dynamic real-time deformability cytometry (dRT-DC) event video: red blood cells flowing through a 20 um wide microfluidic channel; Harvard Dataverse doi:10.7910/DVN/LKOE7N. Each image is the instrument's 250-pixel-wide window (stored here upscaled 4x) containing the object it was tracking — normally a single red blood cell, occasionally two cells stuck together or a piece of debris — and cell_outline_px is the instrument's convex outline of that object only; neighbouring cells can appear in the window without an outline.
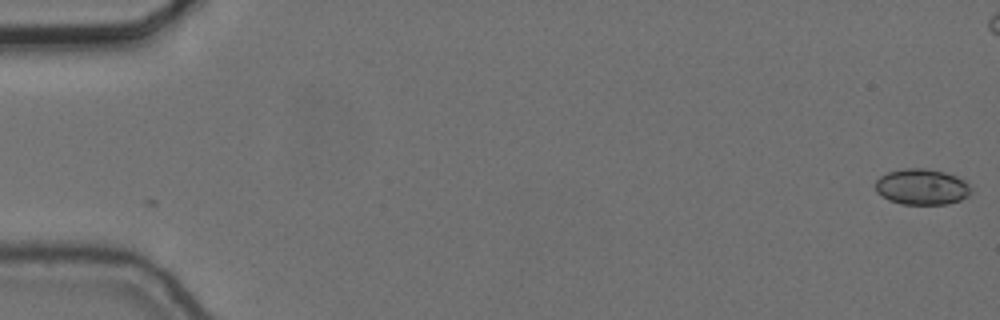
{"species": "common noctule bat (a hibernating species)", "species_latin": "Nyctalus noctula", "temperature_condition": "cold", "stored_images_in_passage": 6, "camera_frame_rate_fps": 3000, "um_per_image_px": 0.085, "animal": {"sex": "female", "body_mass_g": 24.6, "forearm_length_mm": 56.2}, "frame": {"image": 1, "passage_image": 1, "time_ms": 0.0, "image_size_px": [1000, 320], "cell_outline_px": [[968, 196], [960, 200], [948, 204], [904, 204], [888, 200], [876, 192], [876, 180], [880, 176], [888, 172], [904, 168], [924, 168], [944, 172], [956, 176], [964, 180], [968, 184]], "centroid_in_image_um": [78.32, 15.88], "position_along_channel_um": 6.7, "area_um2": 19.83}}